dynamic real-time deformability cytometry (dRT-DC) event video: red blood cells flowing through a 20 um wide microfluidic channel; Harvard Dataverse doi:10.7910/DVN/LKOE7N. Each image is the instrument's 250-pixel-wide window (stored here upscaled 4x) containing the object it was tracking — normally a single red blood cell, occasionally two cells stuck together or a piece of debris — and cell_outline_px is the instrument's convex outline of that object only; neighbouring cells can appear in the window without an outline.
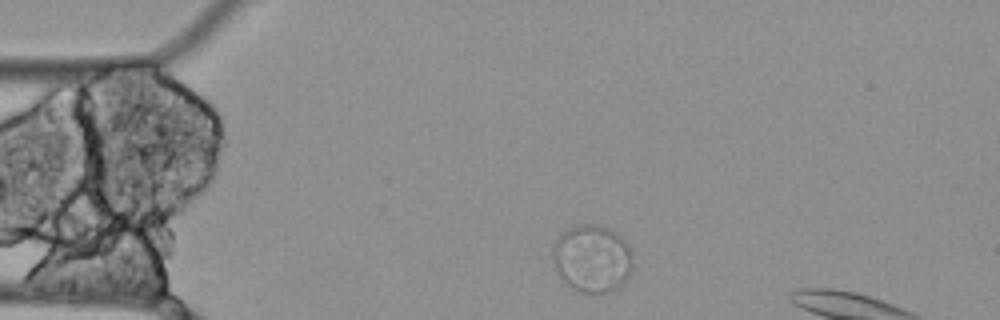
{"species": "Egyptian fruit bat (a non-hibernating species)", "species_latin": "Rousettus aegyptiacus", "temperature_condition": "cold", "stored_images_in_passage": 2, "segment_of_instrument_passage": [1, 2], "camera_frame_rate_fps": 3000, "um_per_image_px": 0.085, "animal": {"sex": "female"}, "frame": {"image": 1, "passage_image": 1, "time_ms": 0.0, "image_size_px": [1000, 320], "cell_outline_px": [[632, 264], [628, 276], [620, 288], [608, 292], [580, 292], [572, 288], [556, 272], [552, 260], [552, 244], [568, 228], [576, 224], [600, 224], [612, 228], [624, 240], [628, 248]], "centroid_in_image_um": [50.3, 21.95], "position_along_channel_um": 34.7, "area_um2": 31.62}}